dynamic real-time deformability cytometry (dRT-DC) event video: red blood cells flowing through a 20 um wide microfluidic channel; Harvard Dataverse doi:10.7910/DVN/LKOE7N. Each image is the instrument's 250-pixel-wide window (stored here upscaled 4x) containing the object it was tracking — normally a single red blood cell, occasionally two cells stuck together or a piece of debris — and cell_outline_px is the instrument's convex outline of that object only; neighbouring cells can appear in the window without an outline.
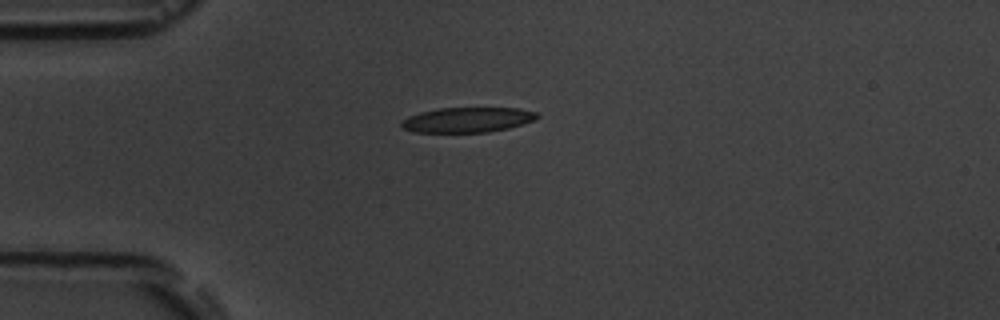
{"species": "common noctule bat (a hibernating species)", "species_latin": "Nyctalus noctula", "temperature_condition": "room temperature", "stored_images_in_passage": 5, "camera_frame_rate_fps": 3000, "um_per_image_px": 0.085, "animal": {"sex": "male", "body_mass_g": 19.5, "forearm_length_mm": 54.6}, "frame": {"image": 1, "passage_image": 5, "time_ms": 4.667, "image_size_px": [1000, 320], "cell_outline_px": [[540, 116], [536, 120], [508, 128], [488, 132], [412, 132], [404, 128], [400, 124], [408, 116], [420, 112], [440, 108], [520, 108], [540, 112]], "centroid_in_image_um": [39.8, 10.18], "position_along_channel_um": 45.2, "area_um2": 19.88}}